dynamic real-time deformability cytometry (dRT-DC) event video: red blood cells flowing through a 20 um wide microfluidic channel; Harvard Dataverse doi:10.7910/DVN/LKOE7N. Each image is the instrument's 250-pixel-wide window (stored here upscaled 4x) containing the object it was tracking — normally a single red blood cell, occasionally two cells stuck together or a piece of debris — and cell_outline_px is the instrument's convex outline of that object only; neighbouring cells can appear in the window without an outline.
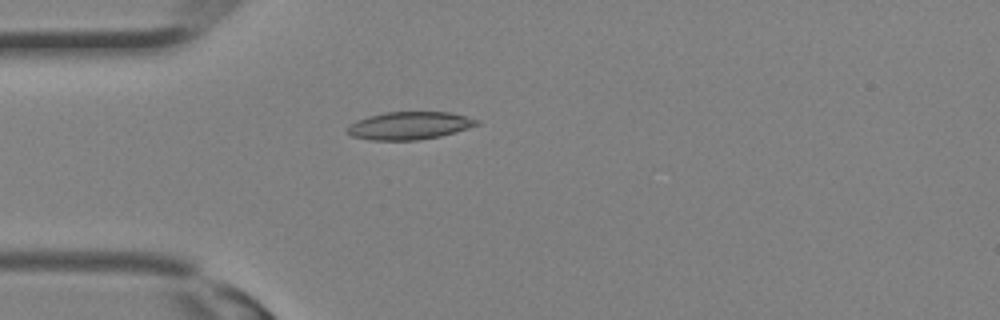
{"species": "Egyptian fruit bat (a non-hibernating species)", "species_latin": "Rousettus aegyptiacus", "temperature_condition": "room temperature", "stored_images_in_passage": 24, "camera_frame_rate_fps": 3000, "um_per_image_px": 0.085, "animal": {"sex": "female"}, "frame": {"image": 1, "passage_image": 1, "time_ms": 0.0, "image_size_px": [1000, 320], "cell_outline_px": [[480, 124], [468, 128], [440, 136], [416, 140], [372, 140], [352, 136], [344, 128], [356, 120], [368, 116], [384, 112], [452, 112], [480, 120]], "centroid_in_image_um": [34.79, 10.67], "position_along_channel_um": 50.2, "area_um2": 20.98}}
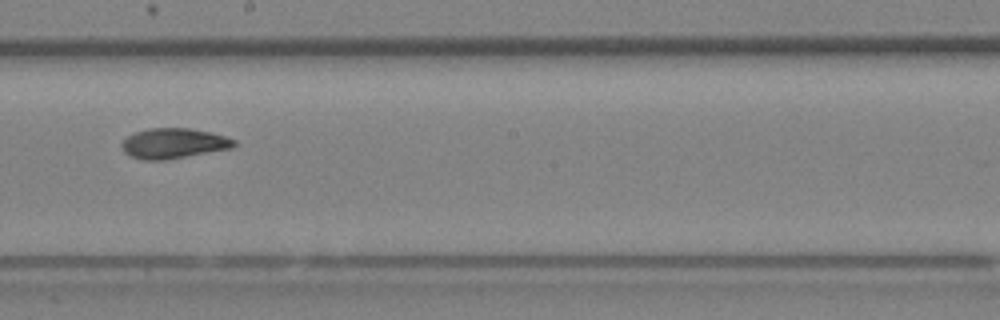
{"frame": {"image": 2, "passage_image": 10, "time_ms": 3.0, "image_size_px": [1000, 320], "cell_outline_px": [[236, 144], [232, 148], [164, 160], [144, 160], [128, 156], [124, 152], [120, 144], [128, 136], [136, 132], [148, 128], [188, 128], [212, 132], [236, 140]], "centroid_in_image_um": [14.74, 12.18], "position_along_channel_um": 233.5, "area_um2": 19.77}}
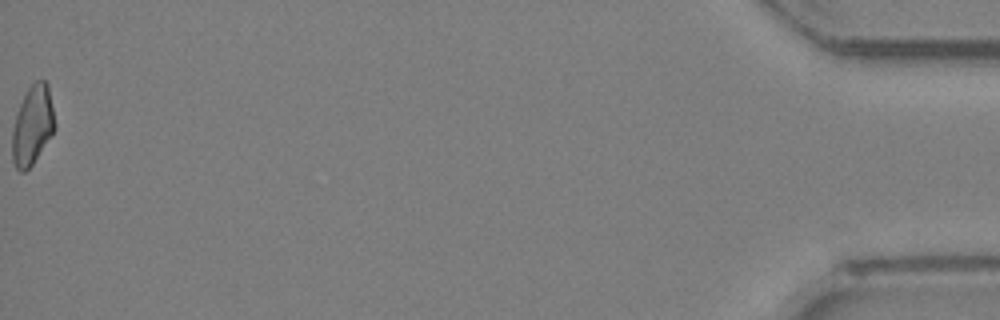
{"frame": {"image": 3, "passage_image": 24, "time_ms": 7.667, "image_size_px": [1000, 320], "cell_outline_px": [[56, 128], [32, 164], [24, 172], [20, 172], [16, 168], [12, 160], [12, 128], [20, 104], [28, 88], [36, 80], [44, 80], [48, 84], [56, 124]], "centroid_in_image_um": [2.76, 10.65], "position_along_channel_um": 432.4, "area_um2": 19.54}}